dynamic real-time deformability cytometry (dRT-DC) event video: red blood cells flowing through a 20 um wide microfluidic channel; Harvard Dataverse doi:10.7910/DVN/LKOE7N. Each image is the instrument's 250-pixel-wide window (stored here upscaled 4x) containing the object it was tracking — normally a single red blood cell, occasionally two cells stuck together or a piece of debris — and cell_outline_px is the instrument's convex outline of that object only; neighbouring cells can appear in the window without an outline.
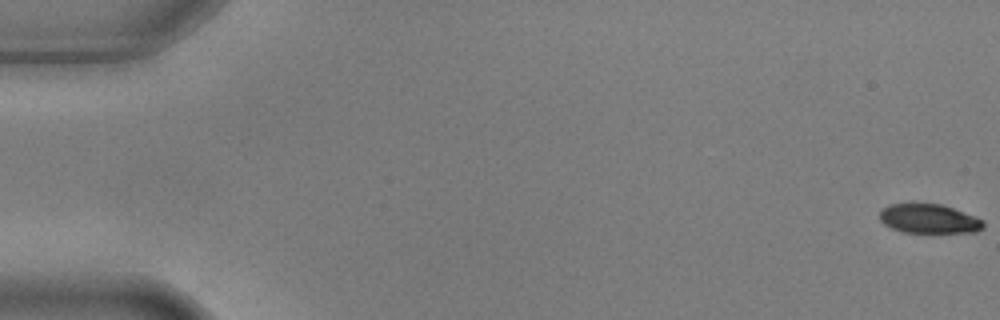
{"species": "common noctule bat (a hibernating species)", "species_latin": "Nyctalus noctula", "temperature_condition": "warm", "stored_images_in_passage": 5, "camera_frame_rate_fps": 3000, "um_per_image_px": 0.085, "animal": {"sex": "male", "body_mass_g": 17.9, "forearm_length_mm": 54.2}, "frame": {"image": 1, "passage_image": 1, "time_ms": 0.0, "image_size_px": [1000, 320], "cell_outline_px": [[984, 228], [976, 232], [900, 232], [884, 224], [880, 220], [880, 212], [888, 204], [940, 204], [976, 216], [984, 220]], "centroid_in_image_um": [78.98, 18.6], "position_along_channel_um": 6.0, "area_um2": 17.57}}
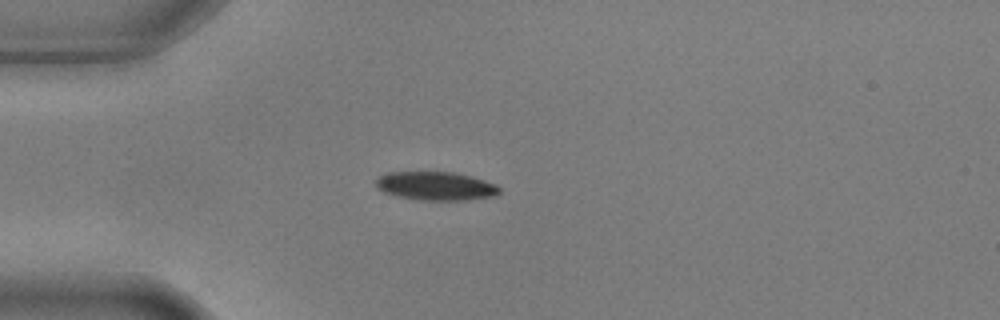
{"frame": {"image": 2, "passage_image": 5, "time_ms": 1.333, "image_size_px": [1000, 320], "cell_outline_px": [[500, 192], [496, 196], [464, 200], [420, 200], [396, 196], [384, 192], [376, 188], [376, 180], [380, 176], [388, 172], [456, 172], [472, 176], [496, 184], [500, 188]], "centroid_in_image_um": [37.06, 15.81], "position_along_channel_um": 47.9, "area_um2": 20.69}}